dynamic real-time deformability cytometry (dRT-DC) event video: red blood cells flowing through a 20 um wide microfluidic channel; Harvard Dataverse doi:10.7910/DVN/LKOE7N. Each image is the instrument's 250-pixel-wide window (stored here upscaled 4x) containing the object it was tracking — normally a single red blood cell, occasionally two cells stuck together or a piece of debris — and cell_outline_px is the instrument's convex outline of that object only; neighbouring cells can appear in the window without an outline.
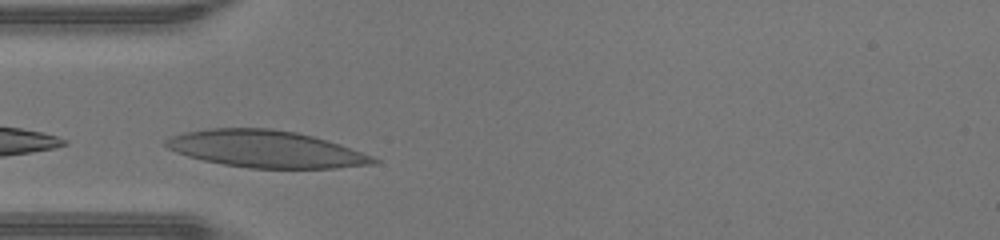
{"species": "human", "species_latin": "Homo sapiens", "temperature_condition": "warm", "stored_images_in_passage": 25, "camera_frame_rate_fps": 3000, "um_per_image_px": 0.085, "donor": {"sex": "male"}, "frame": {"image": 1, "passage_image": 2, "time_ms": 0.333, "image_size_px": [1000, 240], "cell_outline_px": [[380, 160], [376, 164], [336, 168], [248, 168], [224, 164], [204, 160], [188, 156], [176, 152], [168, 148], [164, 144], [164, 140], [168, 136], [184, 132], [208, 128], [272, 128], [296, 132], [312, 136], [340, 144], [372, 156]], "centroid_in_image_um": [22.57, 12.66], "position_along_channel_um": 62.4, "area_um2": 44.8}}
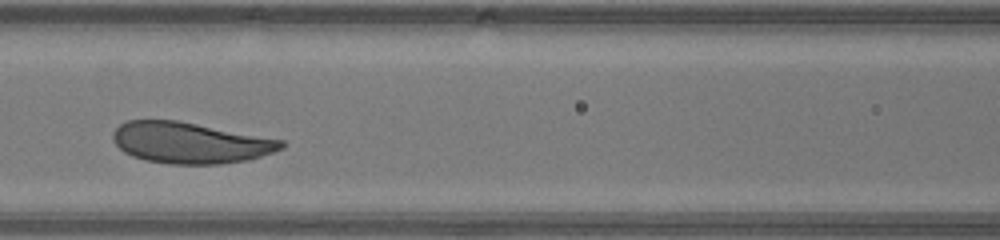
{"frame": {"image": 2, "passage_image": 8, "time_ms": 2.333, "image_size_px": [1000, 240], "cell_outline_px": [[284, 148], [248, 160], [220, 164], [168, 164], [144, 160], [132, 156], [124, 152], [112, 140], [112, 132], [120, 124], [128, 120], [176, 120], [284, 140]], "centroid_in_image_um": [16.13, 12.14], "position_along_channel_um": 150.5, "area_um2": 40.29}}
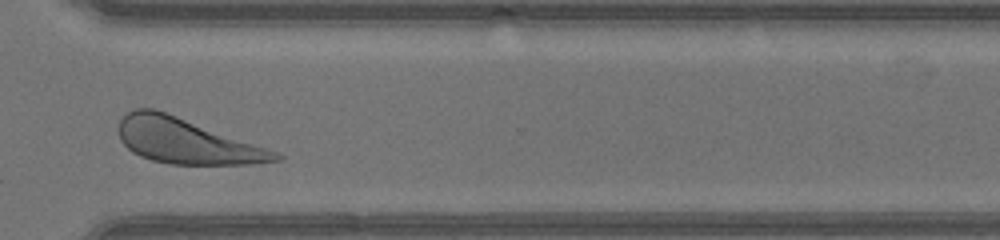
{"frame": {"image": 3, "passage_image": 22, "time_ms": 7.0, "image_size_px": [1000, 240], "cell_outline_px": [[284, 156], [280, 160], [248, 164], [172, 164], [152, 160], [140, 156], [132, 152], [120, 140], [120, 120], [128, 112], [136, 108], [156, 108], [276, 152]], "centroid_in_image_um": [15.79, 11.98], "position_along_channel_um": 354.8, "area_um2": 40.46}, "authors_computed_cell_mechanics": {"area_um2": 40.8646, "velocity_mm_per_s": 4.3951, "shape_relaxation_time_tau1_ms": 1.4401, "shape_relaxation_time_tau2_ms": null, "deformation_change_tau1": 0.1012, "deformation_change_tau2": null}}